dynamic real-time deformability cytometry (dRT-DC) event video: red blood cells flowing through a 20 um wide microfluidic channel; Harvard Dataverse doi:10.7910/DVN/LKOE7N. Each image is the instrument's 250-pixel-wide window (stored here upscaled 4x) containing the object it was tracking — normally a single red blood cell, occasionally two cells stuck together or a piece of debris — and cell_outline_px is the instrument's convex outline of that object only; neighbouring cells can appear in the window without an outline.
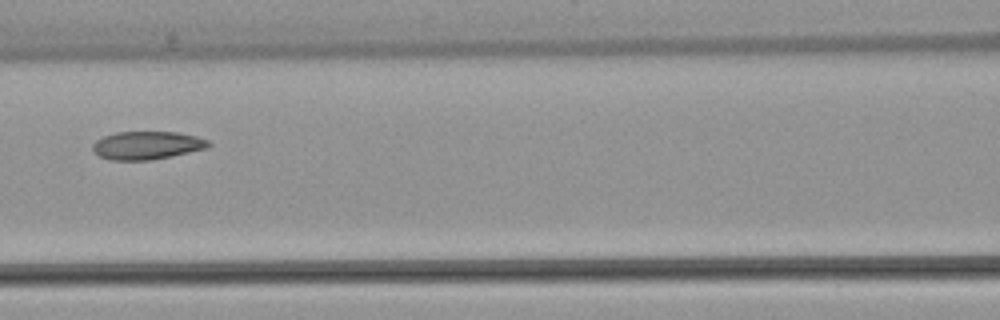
{"species": "common noctule bat (a hibernating species)", "species_latin": "Nyctalus noctula", "temperature_condition": "warm", "stored_images_in_passage": 5, "camera_frame_rate_fps": 3000, "um_per_image_px": 0.085, "animal": {"sex": "female", "body_mass_g": 22.7, "forearm_length_mm": 54.2}, "frame": {"image": 1, "passage_image": 5, "time_ms": 5.667, "image_size_px": [1000, 320], "cell_outline_px": [[212, 144], [208, 148], [172, 156], [148, 160], [108, 160], [100, 156], [92, 148], [92, 144], [96, 140], [104, 136], [116, 132], [176, 132], [196, 136], [208, 140]], "centroid_in_image_um": [12.51, 12.35], "position_along_channel_um": 154.1, "area_um2": 18.96}}